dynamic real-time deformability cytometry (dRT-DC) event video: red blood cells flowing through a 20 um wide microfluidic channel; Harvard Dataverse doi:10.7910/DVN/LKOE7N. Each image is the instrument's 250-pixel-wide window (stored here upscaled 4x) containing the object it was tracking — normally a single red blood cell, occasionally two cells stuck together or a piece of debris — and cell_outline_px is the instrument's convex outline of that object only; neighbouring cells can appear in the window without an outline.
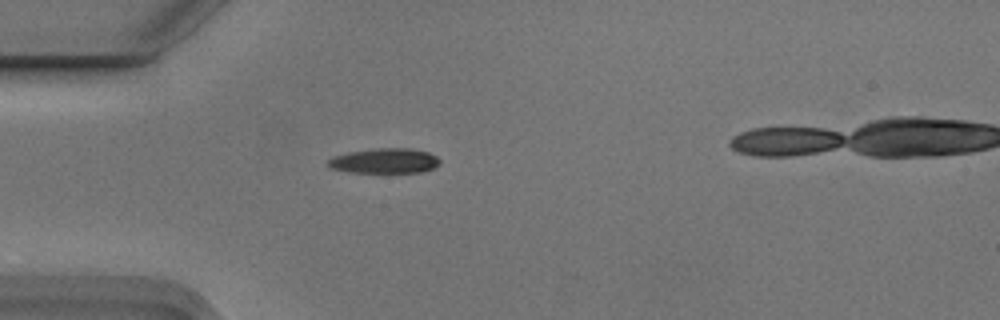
{"species": "Egyptian fruit bat (a non-hibernating species)", "species_latin": "Rousettus aegyptiacus", "temperature_condition": "cold", "stored_images_in_passage": 2, "camera_frame_rate_fps": 3000, "um_per_image_px": 0.085, "animal": {"sex": "male"}, "frame": {"image": 1, "passage_image": 1, "time_ms": 0.0, "image_size_px": [1000, 320], "cell_outline_px": [[440, 164], [432, 168], [420, 172], [348, 172], [328, 168], [324, 164], [332, 156], [348, 152], [376, 148], [412, 148], [428, 152], [436, 156], [440, 160]], "centroid_in_image_um": [32.63, 13.66], "position_along_channel_um": 52.4, "area_um2": 16.47}}